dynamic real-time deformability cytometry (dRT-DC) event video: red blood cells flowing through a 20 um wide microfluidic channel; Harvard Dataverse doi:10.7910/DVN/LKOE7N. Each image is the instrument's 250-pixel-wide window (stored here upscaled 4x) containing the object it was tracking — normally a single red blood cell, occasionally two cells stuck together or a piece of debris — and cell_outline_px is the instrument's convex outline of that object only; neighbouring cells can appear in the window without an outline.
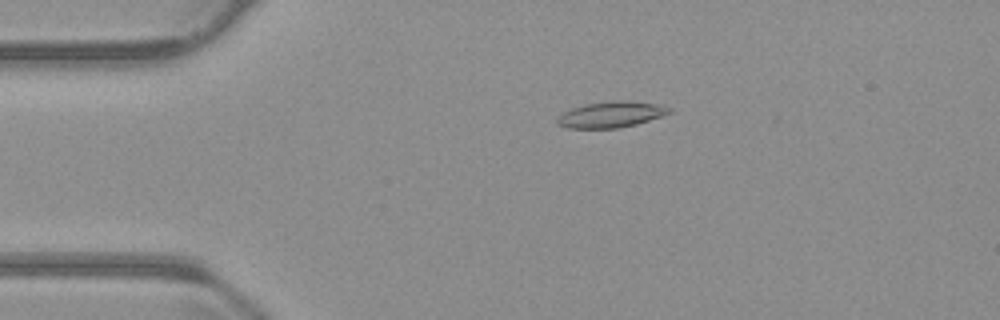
{"species": "common noctule bat (a hibernating species)", "species_latin": "Nyctalus noctula", "temperature_condition": "warm", "stored_images_in_passage": 54, "camera_frame_rate_fps": 3000, "um_per_image_px": 0.085, "animal": {"sex": "male", "body_mass_g": 23.1, "forearm_length_mm": 52.7}, "frame": {"image": 1, "passage_image": 11, "time_ms": 3.333, "image_size_px": [1000, 320], "cell_outline_px": [[672, 112], [636, 124], [620, 128], [568, 128], [556, 124], [556, 120], [564, 112], [572, 108], [584, 104], [612, 100], [628, 100], [656, 104], [672, 108]], "centroid_in_image_um": [51.93, 9.73], "position_along_channel_um": 33.1, "area_um2": 16.94}}
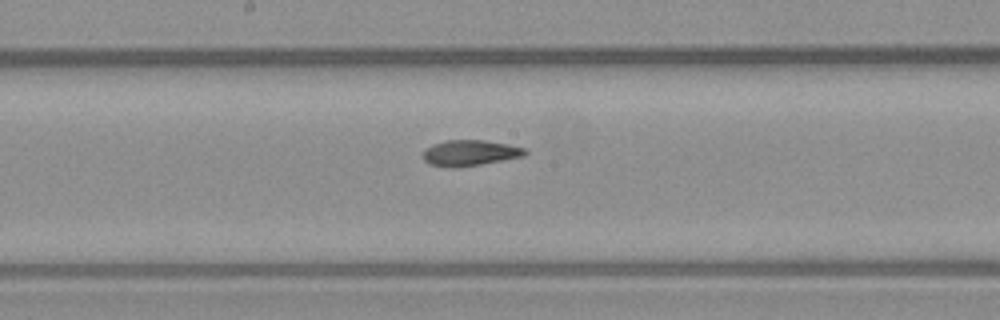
{"frame": {"image": 2, "passage_image": 28, "time_ms": 9.0, "image_size_px": [1000, 320], "cell_outline_px": [[528, 152], [524, 156], [480, 164], [452, 168], [428, 164], [424, 160], [424, 148], [432, 144], [444, 140], [484, 140], [508, 144], [528, 148]], "centroid_in_image_um": [39.95, 12.99], "position_along_channel_um": 208.3, "area_um2": 15.43}}
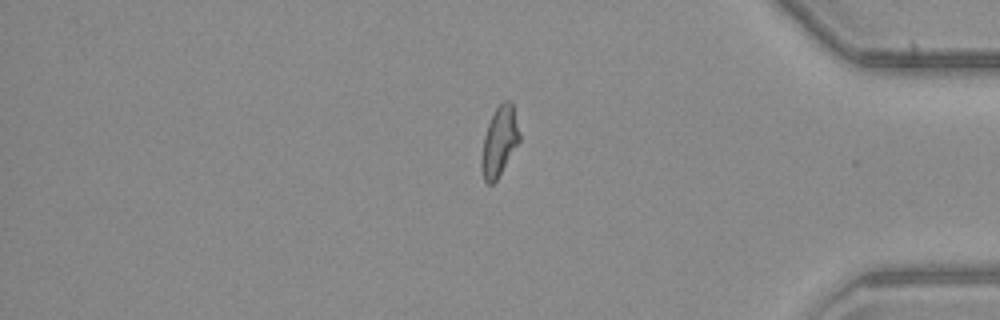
{"frame": {"image": 3, "passage_image": 45, "time_ms": 14.667, "image_size_px": [1000, 320], "cell_outline_px": [[520, 140], [496, 180], [492, 184], [488, 184], [484, 180], [480, 168], [480, 164], [484, 136], [488, 124], [496, 108], [504, 100], [508, 100], [512, 104], [520, 132]], "centroid_in_image_um": [42.43, 12.03], "position_along_channel_um": 392.8, "area_um2": 15.14}, "authors_computed_cell_mechanics": {"area_um2": 15.7505, "velocity_mm_per_s": 3.7933, "shape_relaxation_time_tau1_ms": 6.5387, "shape_relaxation_time_tau2_ms": 2.22, "deformation_change_tau1": 0.2095, "deformation_change_tau2": 0.0789}}